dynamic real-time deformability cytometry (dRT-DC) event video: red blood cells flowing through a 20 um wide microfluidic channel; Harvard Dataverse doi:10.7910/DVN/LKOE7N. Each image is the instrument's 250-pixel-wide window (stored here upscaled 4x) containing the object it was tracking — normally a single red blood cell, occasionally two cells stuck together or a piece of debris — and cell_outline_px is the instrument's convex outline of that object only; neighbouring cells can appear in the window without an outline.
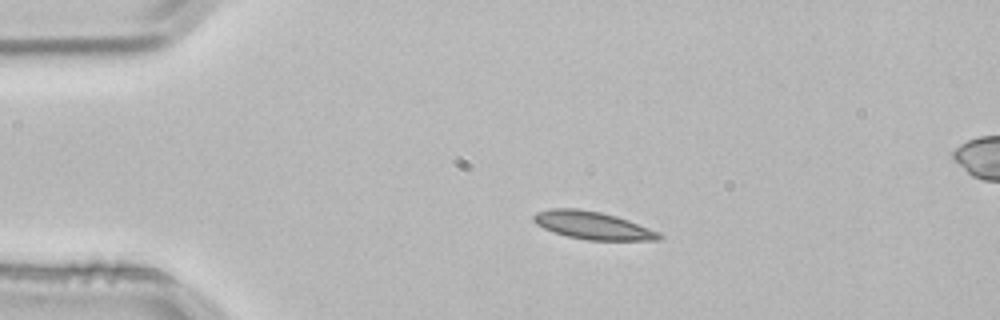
{"species": "common noctule bat (a hibernating species)", "species_latin": "Nyctalus noctula", "temperature_condition": "room temperature", "stored_images_in_passage": 2, "camera_frame_rate_fps": 3000, "um_per_image_px": 0.085, "animal": {"sex": "male", "body_mass_g": 21.5, "forearm_length_mm": 52.0}, "frame": {"image": 1, "passage_image": 1, "time_ms": 0.0, "image_size_px": [1000, 320], "cell_outline_px": [[664, 236], [660, 240], [588, 240], [568, 236], [544, 228], [536, 224], [532, 220], [532, 216], [536, 212], [548, 208], [576, 208], [600, 212], [616, 216], [628, 220], [660, 232]], "centroid_in_image_um": [50.38, 19.15], "position_along_channel_um": 34.6, "area_um2": 20.29}}